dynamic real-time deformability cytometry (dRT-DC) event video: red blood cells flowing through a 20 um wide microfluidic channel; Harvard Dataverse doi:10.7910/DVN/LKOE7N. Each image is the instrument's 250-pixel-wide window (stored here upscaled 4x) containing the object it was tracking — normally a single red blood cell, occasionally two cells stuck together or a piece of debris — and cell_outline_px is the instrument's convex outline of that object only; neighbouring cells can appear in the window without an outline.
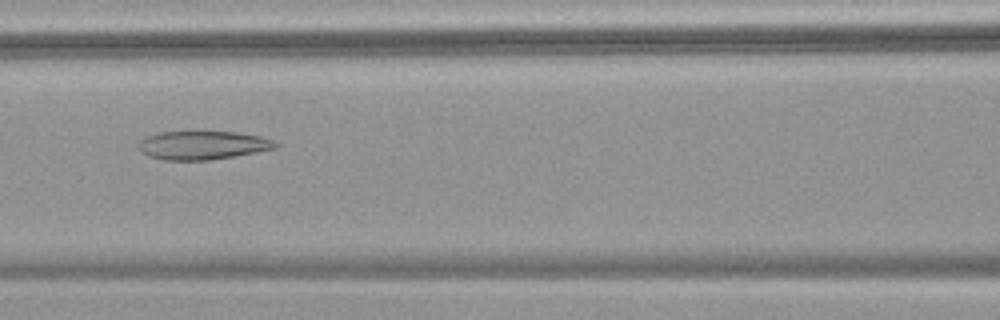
{"species": "common noctule bat (a hibernating species)", "species_latin": "Nyctalus noctula", "temperature_condition": "warm", "stored_images_in_passage": 34, "camera_frame_rate_fps": 3000, "um_per_image_px": 0.085, "animal": {"sex": "female", "body_mass_g": 18.4}, "frame": {"image": 1, "passage_image": 12, "time_ms": 3.667, "image_size_px": [1000, 320], "cell_outline_px": [[280, 144], [276, 148], [256, 152], [208, 160], [164, 160], [148, 156], [140, 148], [140, 140], [144, 136], [160, 132], [236, 132], [260, 136], [272, 140]], "centroid_in_image_um": [17.23, 12.34], "position_along_channel_um": 149.4, "area_um2": 22.54}}
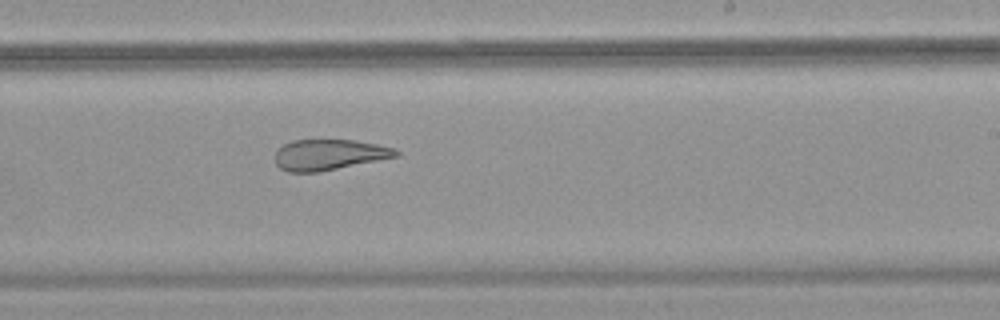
{"frame": {"image": 2, "passage_image": 20, "time_ms": 6.333, "image_size_px": [1000, 320], "cell_outline_px": [[400, 156], [320, 172], [288, 172], [280, 168], [276, 164], [276, 148], [292, 140], [352, 140], [376, 144], [396, 148], [400, 152]], "centroid_in_image_um": [27.99, 13.15], "position_along_channel_um": 261.0, "area_um2": 21.79}}
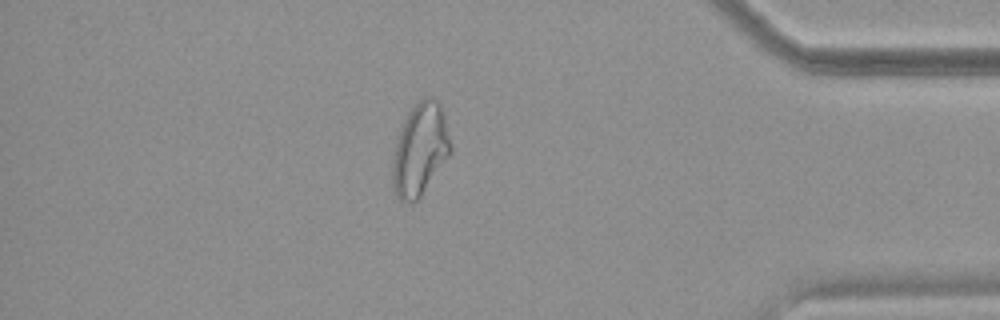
{"frame": {"image": 3, "passage_image": 32, "time_ms": 10.333, "image_size_px": [1000, 320], "cell_outline_px": [[452, 152], [420, 196], [412, 204], [400, 200], [396, 196], [392, 184], [392, 160], [396, 140], [404, 120], [408, 112], [424, 96], [432, 96], [440, 104], [444, 116], [452, 144]], "centroid_in_image_um": [35.7, 12.71], "position_along_channel_um": 399.5, "area_um2": 31.27}}